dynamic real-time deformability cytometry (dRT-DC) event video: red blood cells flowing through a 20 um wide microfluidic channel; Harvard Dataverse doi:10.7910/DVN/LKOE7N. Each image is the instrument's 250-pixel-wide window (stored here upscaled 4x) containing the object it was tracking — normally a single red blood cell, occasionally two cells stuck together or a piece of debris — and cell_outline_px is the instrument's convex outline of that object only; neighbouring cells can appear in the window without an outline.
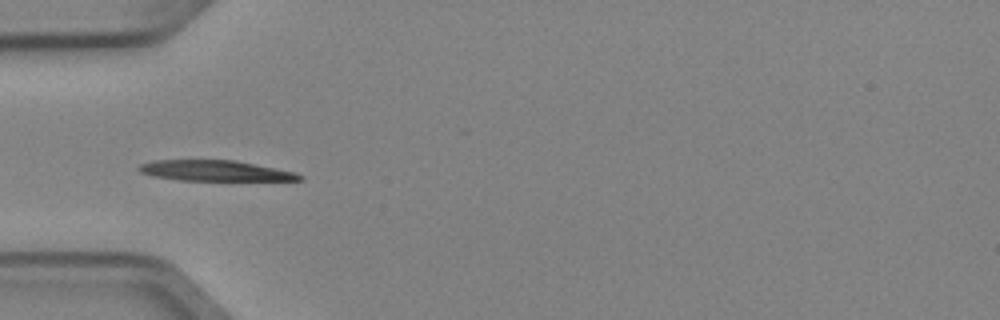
{"species": "Egyptian fruit bat (a non-hibernating species)", "species_latin": "Rousettus aegyptiacus", "temperature_condition": "cold", "stored_images_in_passage": 2, "camera_frame_rate_fps": 3000, "um_per_image_px": 0.085, "animal": {"sex": "female"}, "frame": {"image": 1, "passage_image": 2, "time_ms": 0.333, "image_size_px": [1000, 320], "cell_outline_px": [[304, 180], [180, 180], [152, 176], [140, 172], [136, 168], [140, 164], [156, 160], [236, 160], [296, 172], [304, 176]], "centroid_in_image_um": [18.29, 14.51], "position_along_channel_um": 66.7, "area_um2": 19.25}}